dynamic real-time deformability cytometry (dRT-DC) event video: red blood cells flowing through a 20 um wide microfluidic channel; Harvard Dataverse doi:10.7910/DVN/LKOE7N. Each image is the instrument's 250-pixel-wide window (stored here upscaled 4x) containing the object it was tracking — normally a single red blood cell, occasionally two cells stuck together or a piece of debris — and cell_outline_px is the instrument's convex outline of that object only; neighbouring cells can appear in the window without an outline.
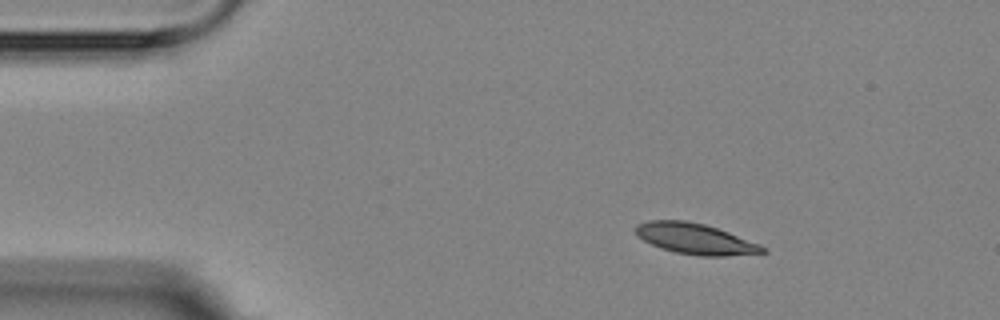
{"species": "Egyptian fruit bat (a non-hibernating species)", "species_latin": "Rousettus aegyptiacus", "temperature_condition": "room temperature", "stored_images_in_passage": 3, "segment_of_instrument_passage": [1, 2], "camera_frame_rate_fps": 3000, "um_per_image_px": 0.085, "animal": {"sex": "female"}, "frame": {"image": 1, "passage_image": 1, "time_ms": 0.0, "image_size_px": [1000, 320], "cell_outline_px": [[768, 252], [724, 256], [700, 256], [676, 252], [660, 248], [636, 236], [632, 228], [636, 224], [648, 220], [684, 220], [704, 224], [728, 232], [760, 244], [768, 248]], "centroid_in_image_um": [59.06, 20.29], "position_along_channel_um": 25.9, "area_um2": 22.89}}